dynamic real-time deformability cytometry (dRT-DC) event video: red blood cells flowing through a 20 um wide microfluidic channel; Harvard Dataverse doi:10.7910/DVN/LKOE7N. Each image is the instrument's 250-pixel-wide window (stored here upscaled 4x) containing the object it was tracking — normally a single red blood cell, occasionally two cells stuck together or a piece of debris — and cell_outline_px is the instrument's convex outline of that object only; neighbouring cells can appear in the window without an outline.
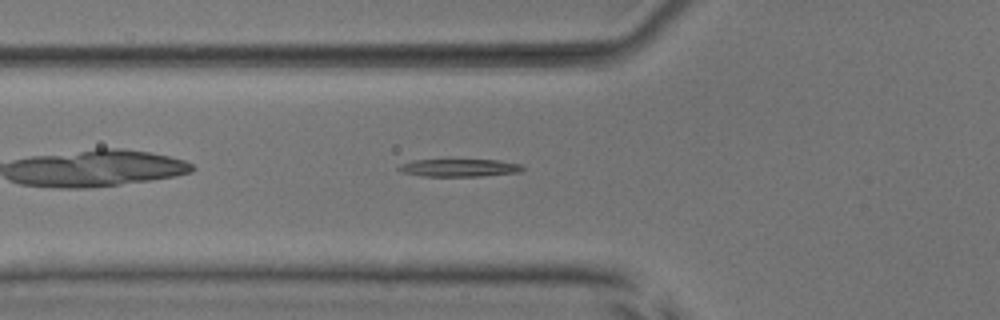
{"species": "common noctule bat (a hibernating species)", "species_latin": "Nyctalus noctula", "temperature_condition": "room temperature", "stored_images_in_passage": 37, "camera_frame_rate_fps": 3000, "um_per_image_px": 0.085, "animal": {"sex": "male", "body_mass_g": 17.9, "forearm_length_mm": 54.2}, "frame": {"image": 1, "passage_image": 4, "time_ms": 1.0, "image_size_px": [1000, 320], "cell_outline_px": [[524, 168], [520, 172], [484, 176], [424, 176], [400, 172], [396, 168], [400, 164], [412, 160], [500, 160], [520, 164]], "centroid_in_image_um": [39.02, 14.26], "position_along_channel_um": 86.8, "area_um2": 12.77}}
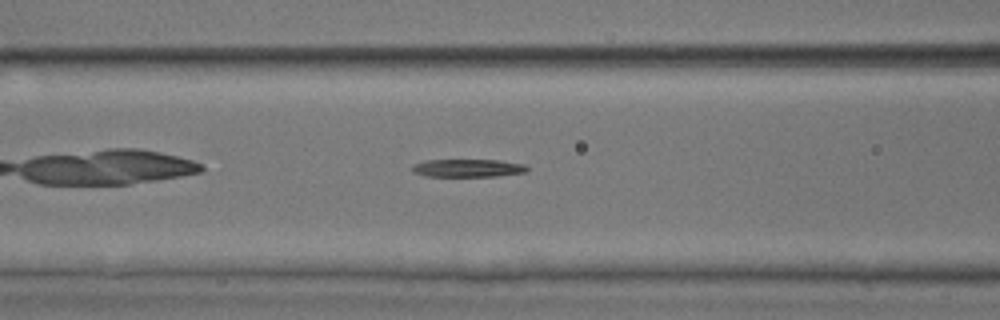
{"frame": {"image": 2, "passage_image": 7, "time_ms": 2.0, "image_size_px": [1000, 320], "cell_outline_px": [[528, 172], [496, 176], [424, 176], [412, 172], [412, 164], [428, 160], [496, 160], [524, 164], [528, 168]], "centroid_in_image_um": [39.75, 14.29], "position_along_channel_um": 126.9, "area_um2": 11.96}}
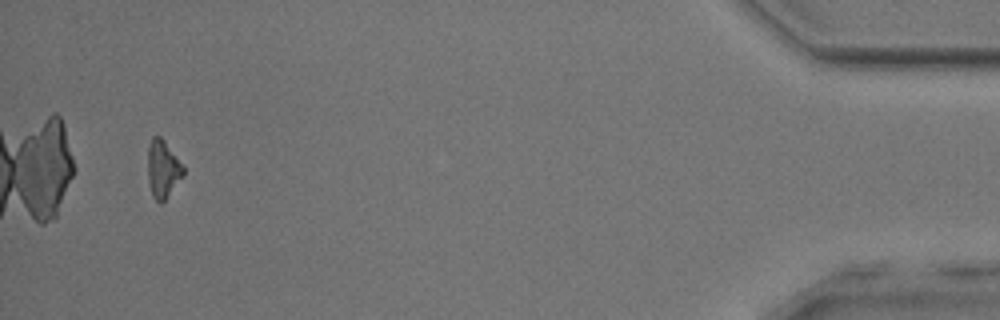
{"frame": {"image": 3, "passage_image": 35, "time_ms": 11.333, "image_size_px": [1000, 320], "cell_outline_px": [[184, 176], [164, 200], [160, 204], [152, 196], [148, 180], [148, 144], [152, 136], [160, 136], [164, 140], [184, 164]], "centroid_in_image_um": [13.86, 14.34], "position_along_channel_um": 421.3, "area_um2": 12.14}, "authors_computed_cell_mechanics": {"area_um2": 12.7738, "velocity_mm_per_s": 3.9729, "shape_relaxation_time_tau1_ms": 3.2597, "shape_relaxation_time_tau2_ms": 3.9549, "deformation_change_tau1": 0.1801, "deformation_change_tau2": 0.1523}}